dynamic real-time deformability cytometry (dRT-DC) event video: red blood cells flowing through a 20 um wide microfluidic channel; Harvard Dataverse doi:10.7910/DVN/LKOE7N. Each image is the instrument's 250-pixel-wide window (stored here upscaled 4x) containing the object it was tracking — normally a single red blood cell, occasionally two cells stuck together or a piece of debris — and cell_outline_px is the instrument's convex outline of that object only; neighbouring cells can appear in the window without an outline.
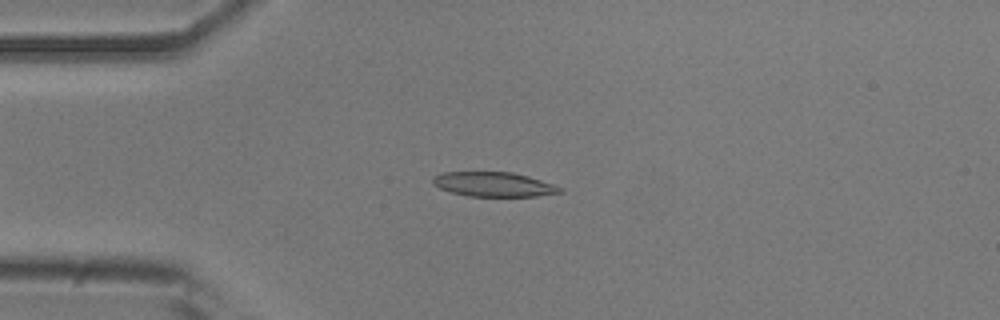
{"species": "common noctule bat (a hibernating species)", "species_latin": "Nyctalus noctula", "temperature_condition": "room temperature", "stored_images_in_passage": 52, "camera_frame_rate_fps": 3000, "um_per_image_px": 0.085, "animal": {"sex": "male", "body_mass_g": 20.5, "forearm_length_mm": 52.5}, "frame": {"image": 1, "passage_image": 12, "time_ms": 3.667, "image_size_px": [1000, 320], "cell_outline_px": [[564, 192], [536, 196], [468, 196], [452, 192], [440, 188], [432, 184], [432, 176], [444, 172], [512, 172], [528, 176], [564, 188]], "centroid_in_image_um": [41.96, 15.67], "position_along_channel_um": 43.0, "area_um2": 18.15}}
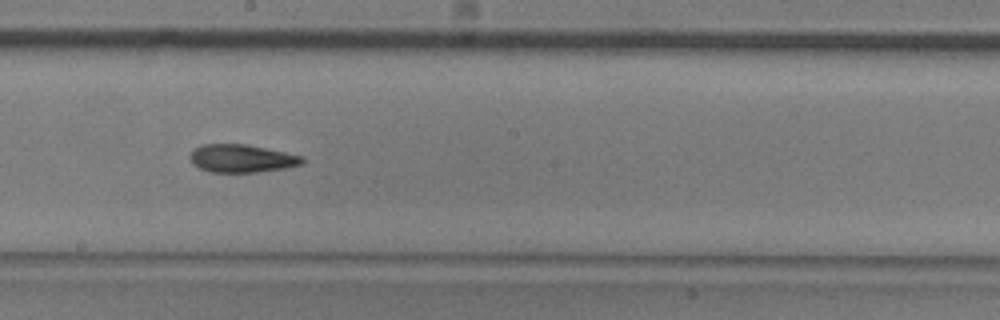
{"frame": {"image": 2, "passage_image": 28, "time_ms": 9.0, "image_size_px": [1000, 320], "cell_outline_px": [[304, 160], [300, 164], [284, 168], [256, 172], [212, 172], [200, 168], [192, 164], [188, 156], [200, 144], [248, 144], [304, 156]], "centroid_in_image_um": [20.52, 13.46], "position_along_channel_um": 227.7, "area_um2": 18.26}}
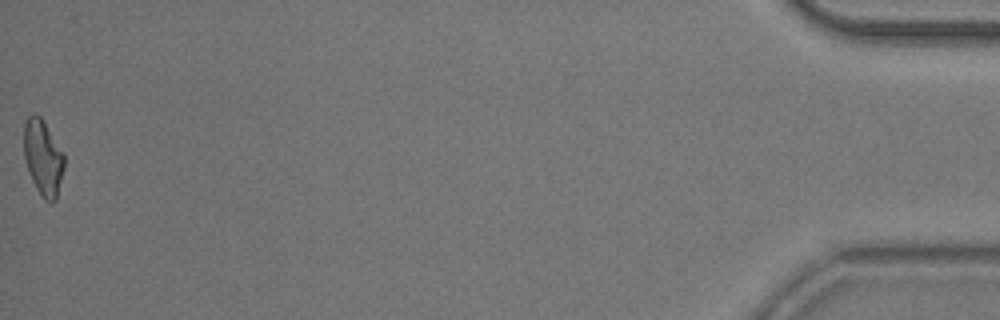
{"frame": {"image": 3, "passage_image": 52, "time_ms": 17.0, "image_size_px": [1000, 320], "cell_outline_px": [[64, 168], [56, 200], [52, 204], [44, 200], [36, 188], [32, 180], [24, 156], [24, 124], [28, 116], [32, 112], [40, 116], [64, 156]], "centroid_in_image_um": [3.65, 13.43], "position_along_channel_um": 431.6, "area_um2": 17.46}, "authors_computed_cell_mechanics": {"area_um2": 18.3804, "velocity_mm_per_s": 3.8116, "shape_relaxation_time_tau1_ms": 8.6492, "shape_relaxation_time_tau2_ms": 5.5649, "deformation_change_tau1": 0.2188, "deformation_change_tau2": 0.1569}}